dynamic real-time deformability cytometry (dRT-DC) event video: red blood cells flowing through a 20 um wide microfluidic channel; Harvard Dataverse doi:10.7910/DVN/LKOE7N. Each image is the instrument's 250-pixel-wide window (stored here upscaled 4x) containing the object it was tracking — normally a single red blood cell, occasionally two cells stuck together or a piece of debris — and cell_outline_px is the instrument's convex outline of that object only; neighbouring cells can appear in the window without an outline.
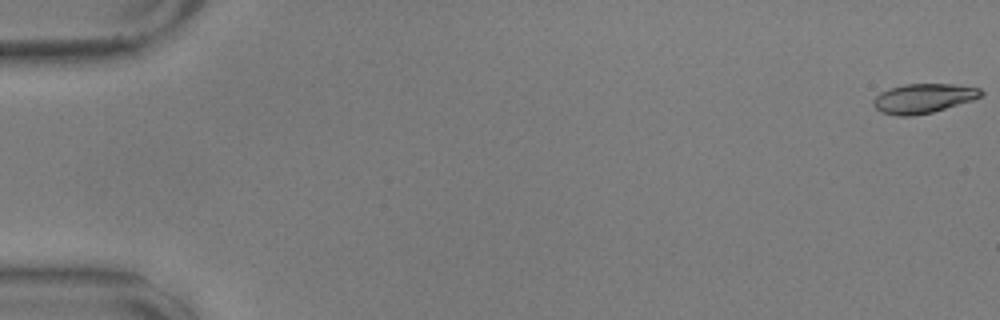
{"species": "common noctule bat (a hibernating species)", "species_latin": "Nyctalus noctula", "temperature_condition": "warm", "stored_images_in_passage": 17, "camera_frame_rate_fps": 3000, "um_per_image_px": 0.085, "animal": {"sex": "male", "body_mass_g": 17.9, "forearm_length_mm": 54.2}, "frame": {"image": 1, "passage_image": 1, "time_ms": 0.0, "image_size_px": [1000, 320], "cell_outline_px": [[984, 92], [980, 96], [972, 100], [932, 112], [912, 116], [896, 116], [880, 112], [872, 104], [872, 100], [880, 92], [904, 84], [952, 84], [980, 88]], "centroid_in_image_um": [78.45, 8.36], "position_along_channel_um": 6.5, "area_um2": 18.38}}
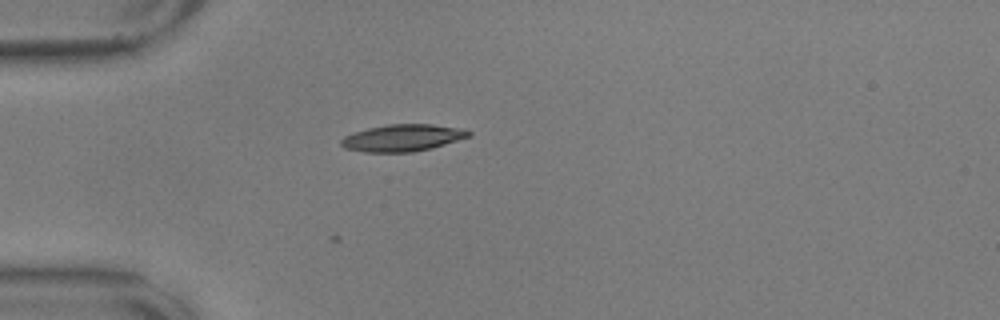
{"frame": {"image": 2, "passage_image": 17, "time_ms": 5.333, "image_size_px": [1000, 320], "cell_outline_px": [[472, 136], [432, 148], [412, 152], [364, 152], [344, 148], [340, 144], [340, 140], [344, 136], [368, 128], [388, 124], [432, 124], [460, 128], [472, 132]], "centroid_in_image_um": [34.23, 11.72], "position_along_channel_um": 50.8, "area_um2": 20.06}}